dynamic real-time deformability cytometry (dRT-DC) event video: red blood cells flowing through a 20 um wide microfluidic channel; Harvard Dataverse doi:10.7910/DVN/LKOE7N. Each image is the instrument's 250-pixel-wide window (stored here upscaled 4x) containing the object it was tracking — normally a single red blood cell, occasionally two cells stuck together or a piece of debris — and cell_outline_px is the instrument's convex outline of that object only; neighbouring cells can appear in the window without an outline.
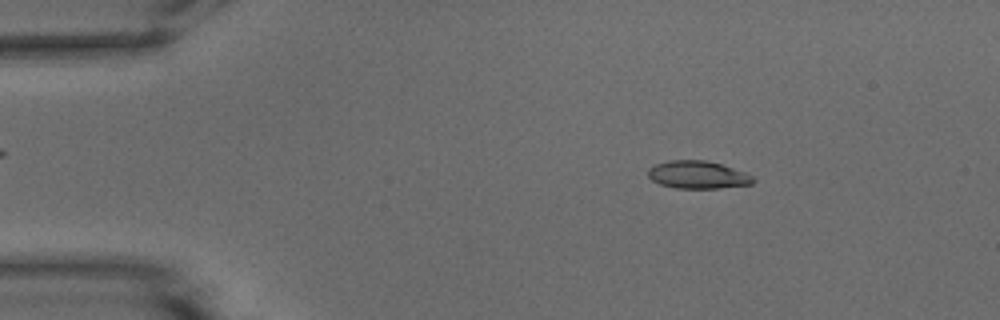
{"species": "common noctule bat (a hibernating species)", "species_latin": "Nyctalus noctula", "temperature_condition": "warm", "stored_images_in_passage": 54, "camera_frame_rate_fps": 3000, "um_per_image_px": 0.085, "animal": {"sex": "male", "body_mass_g": 15.6}, "frame": {"image": 1, "passage_image": 9, "time_ms": 2.667, "image_size_px": [1000, 320], "cell_outline_px": [[756, 180], [752, 184], [716, 188], [676, 188], [660, 184], [652, 180], [648, 176], [648, 168], [656, 164], [668, 160], [704, 160], [720, 164], [744, 172], [752, 176]], "centroid_in_image_um": [59.29, 14.85], "position_along_channel_um": 25.7, "area_um2": 16.82}}
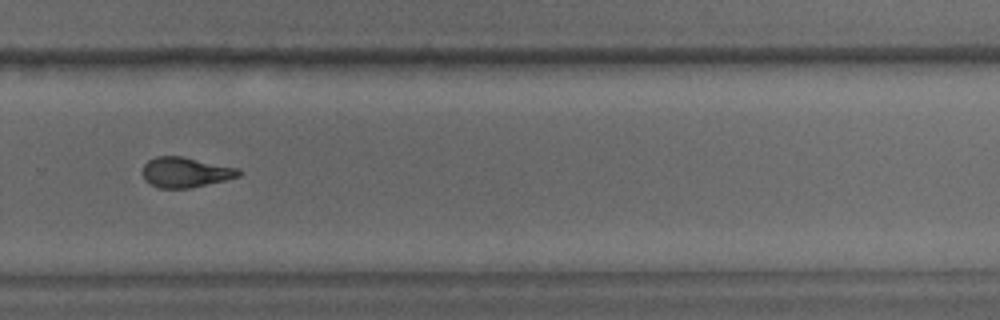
{"frame": {"image": 2, "passage_image": 37, "time_ms": 12.0, "image_size_px": [1000, 320], "cell_outline_px": [[244, 172], [240, 176], [192, 188], [160, 188], [144, 180], [140, 172], [144, 164], [148, 160], [156, 156], [184, 156], [240, 168]], "centroid_in_image_um": [15.77, 14.63], "position_along_channel_um": 314.0, "area_um2": 17.28}}
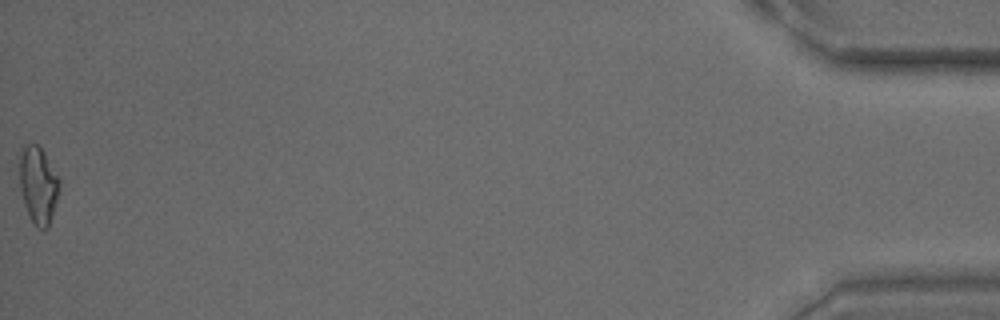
{"frame": {"image": 3, "passage_image": 54, "time_ms": 17.667, "image_size_px": [1000, 320], "cell_outline_px": [[60, 184], [52, 216], [48, 228], [44, 232], [32, 220], [24, 204], [20, 188], [20, 144], [36, 144], [44, 152], [60, 176]], "centroid_in_image_um": [3.26, 15.68], "position_along_channel_um": 431.9, "area_um2": 17.98}, "authors_computed_cell_mechanics": {"area_um2": 17.34, "velocity_mm_per_s": 3.8055, "shape_relaxation_time_tau1_ms": 9.7278, "shape_relaxation_time_tau2_ms": 2.9952, "deformation_change_tau1": 0.2694, "deformation_change_tau2": 0.1189}}